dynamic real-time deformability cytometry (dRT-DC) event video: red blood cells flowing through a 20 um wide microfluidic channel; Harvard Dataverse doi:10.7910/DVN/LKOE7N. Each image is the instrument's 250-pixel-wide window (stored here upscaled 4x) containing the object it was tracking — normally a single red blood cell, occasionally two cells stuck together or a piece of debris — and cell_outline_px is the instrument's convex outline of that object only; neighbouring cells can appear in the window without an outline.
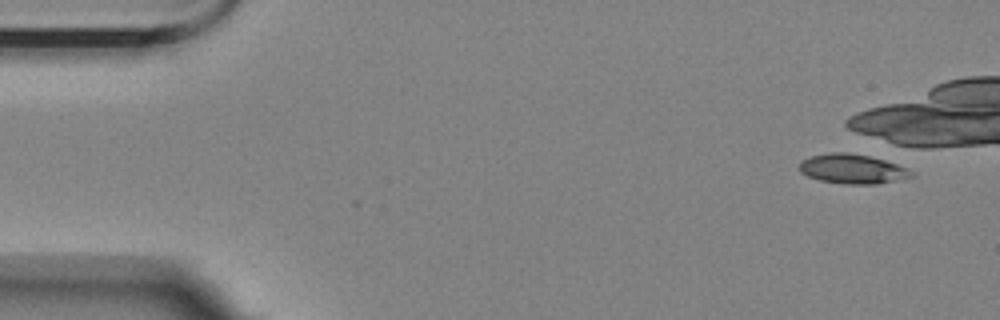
{"species": "Egyptian fruit bat (a non-hibernating species)", "species_latin": "Rousettus aegyptiacus", "temperature_condition": "room temperature", "stored_images_in_passage": 2, "camera_frame_rate_fps": 3000, "um_per_image_px": 0.085, "animal": {"sex": "female"}, "frame": {"image": 1, "passage_image": 1, "time_ms": 0.0, "image_size_px": [1000, 320], "cell_outline_px": [[916, 176], [876, 184], [844, 184], [820, 180], [808, 176], [800, 172], [800, 160], [812, 156], [832, 152], [848, 152], [868, 156], [884, 160], [908, 168]], "centroid_in_image_um": [72.46, 14.36], "position_along_channel_um": 12.5, "area_um2": 19.19}}